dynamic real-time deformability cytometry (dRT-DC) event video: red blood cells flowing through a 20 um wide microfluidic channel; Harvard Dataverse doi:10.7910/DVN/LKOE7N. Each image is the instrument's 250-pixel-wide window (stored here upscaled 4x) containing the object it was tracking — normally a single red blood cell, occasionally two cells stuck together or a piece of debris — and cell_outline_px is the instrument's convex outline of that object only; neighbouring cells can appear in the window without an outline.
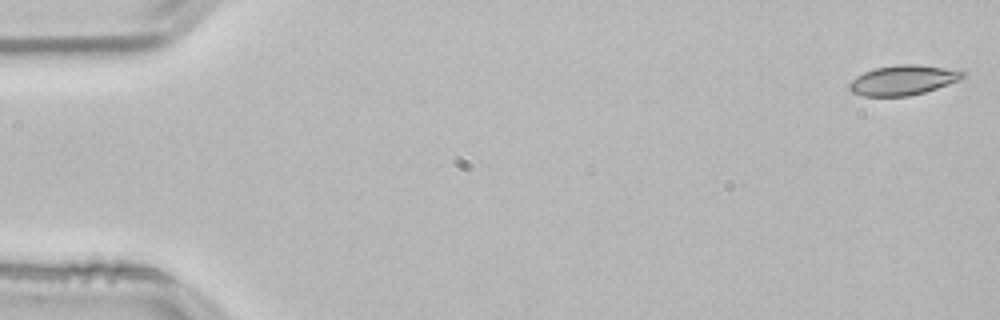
{"species": "common noctule bat (a hibernating species)", "species_latin": "Nyctalus noctula", "temperature_condition": "room temperature", "stored_images_in_passage": 53, "camera_frame_rate_fps": 3000, "um_per_image_px": 0.085, "animal": {"sex": "male", "body_mass_g": 21.5, "forearm_length_mm": 52.0}, "frame": {"image": 1, "passage_image": 1, "time_ms": 0.0, "image_size_px": [1000, 320], "cell_outline_px": [[964, 76], [948, 84], [924, 92], [908, 96], [864, 96], [852, 92], [848, 88], [848, 84], [856, 76], [864, 72], [876, 68], [900, 64], [920, 64], [944, 68], [964, 72]], "centroid_in_image_um": [76.7, 6.81], "position_along_channel_um": 8.3, "area_um2": 19.42}}
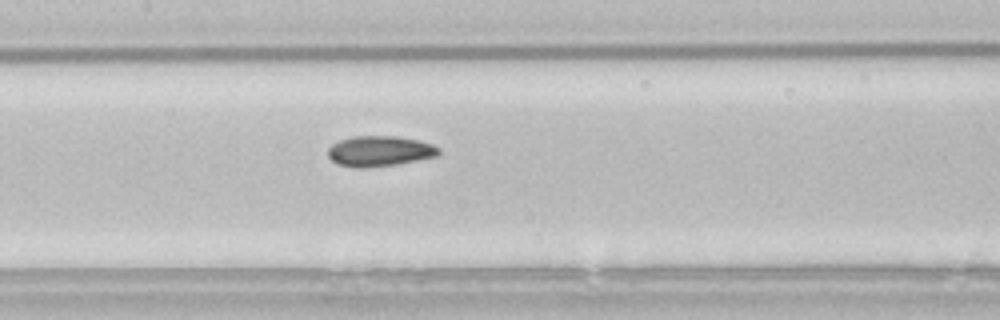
{"frame": {"image": 2, "passage_image": 25, "time_ms": 8.0, "image_size_px": [1000, 320], "cell_outline_px": [[440, 152], [436, 156], [396, 164], [364, 168], [356, 168], [336, 164], [328, 156], [328, 148], [332, 144], [340, 140], [352, 136], [396, 136], [420, 140], [432, 144], [440, 148]], "centroid_in_image_um": [32.25, 12.84], "position_along_channel_um": 175.2, "area_um2": 19.71}}
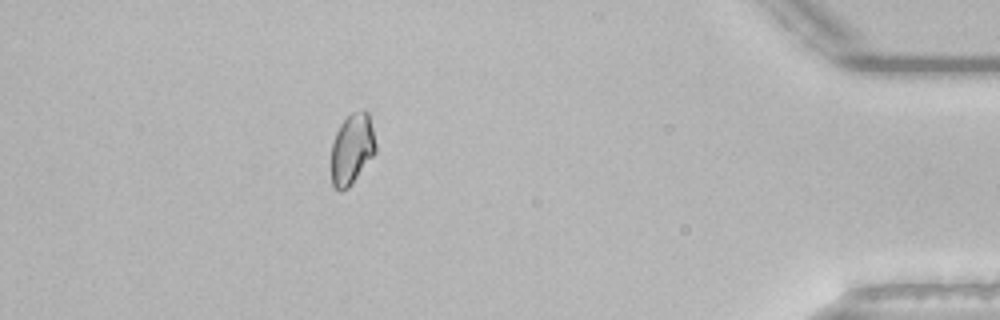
{"frame": {"image": 3, "passage_image": 47, "time_ms": 15.333, "image_size_px": [1000, 320], "cell_outline_px": [[376, 152], [352, 184], [348, 188], [340, 192], [332, 188], [332, 140], [340, 124], [352, 112], [364, 108], [368, 112], [376, 144]], "centroid_in_image_um": [29.91, 12.67], "position_along_channel_um": 405.3, "area_um2": 18.5}, "authors_computed_cell_mechanics": {"area_um2": 19.2474, "velocity_mm_per_s": 3.8297, "shape_relaxation_time_tau1_ms": 5.2163, "shape_relaxation_time_tau2_ms": null, "deformation_change_tau1": 0.0879, "deformation_change_tau2": null}}